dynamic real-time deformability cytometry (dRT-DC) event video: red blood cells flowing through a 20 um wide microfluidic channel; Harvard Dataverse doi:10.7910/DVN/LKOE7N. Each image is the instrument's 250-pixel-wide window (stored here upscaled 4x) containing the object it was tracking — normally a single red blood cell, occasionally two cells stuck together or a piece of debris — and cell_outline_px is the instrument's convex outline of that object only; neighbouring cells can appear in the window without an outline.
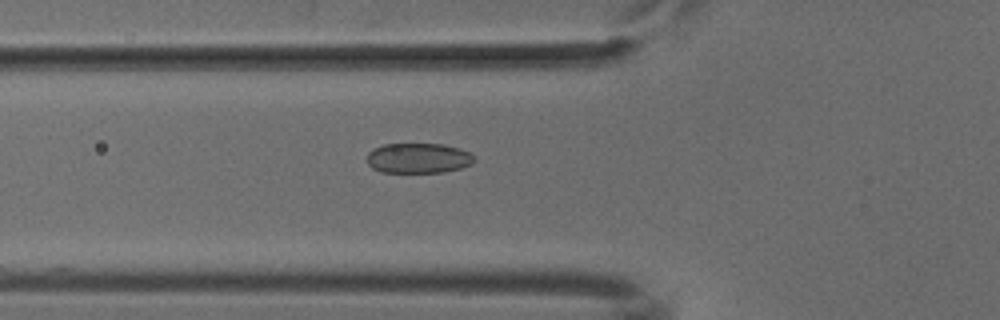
{"species": "common noctule bat (a hibernating species)", "species_latin": "Nyctalus noctula", "temperature_condition": "cold", "stored_images_in_passage": 27, "camera_frame_rate_fps": 3000, "um_per_image_px": 0.085, "animal": {"sex": "male", "body_mass_g": 18.8}, "frame": {"image": 1, "passage_image": 3, "time_ms": 0.667, "image_size_px": [1000, 320], "cell_outline_px": [[476, 160], [472, 164], [460, 168], [444, 172], [380, 172], [372, 168], [368, 164], [368, 152], [372, 148], [384, 144], [444, 144], [460, 148], [472, 152]], "centroid_in_image_um": [35.59, 13.43], "position_along_channel_um": 90.2, "area_um2": 19.07}}
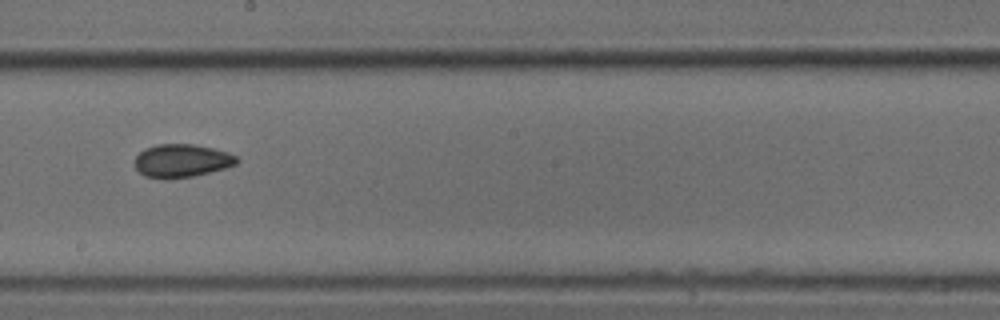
{"frame": {"image": 2, "passage_image": 14, "time_ms": 4.333, "image_size_px": [1000, 320], "cell_outline_px": [[240, 160], [236, 164], [224, 168], [192, 176], [164, 180], [144, 176], [136, 168], [136, 156], [144, 148], [156, 144], [192, 144], [212, 148], [228, 152], [236, 156]], "centroid_in_image_um": [15.43, 13.66], "position_along_channel_um": 232.8, "area_um2": 19.71}}
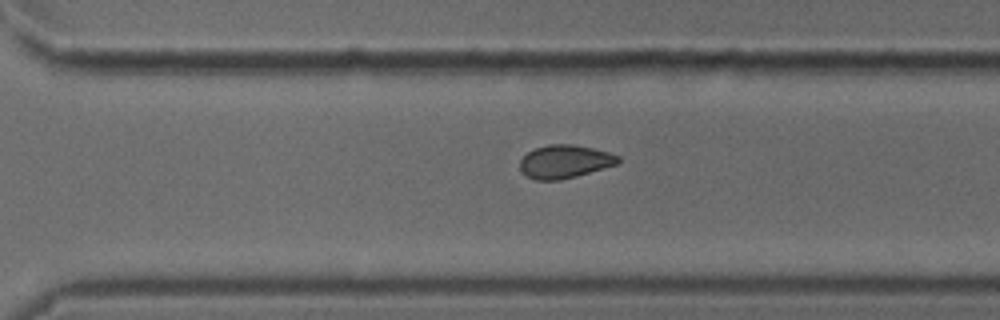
{"frame": {"image": 3, "passage_image": 21, "time_ms": 6.667, "image_size_px": [1000, 320], "cell_outline_px": [[620, 164], [576, 176], [560, 180], [536, 180], [528, 176], [520, 168], [520, 160], [528, 152], [536, 148], [548, 144], [572, 144], [592, 148], [608, 152], [620, 156]], "centroid_in_image_um": [48.04, 13.73], "position_along_channel_um": 322.6, "area_um2": 18.96}}